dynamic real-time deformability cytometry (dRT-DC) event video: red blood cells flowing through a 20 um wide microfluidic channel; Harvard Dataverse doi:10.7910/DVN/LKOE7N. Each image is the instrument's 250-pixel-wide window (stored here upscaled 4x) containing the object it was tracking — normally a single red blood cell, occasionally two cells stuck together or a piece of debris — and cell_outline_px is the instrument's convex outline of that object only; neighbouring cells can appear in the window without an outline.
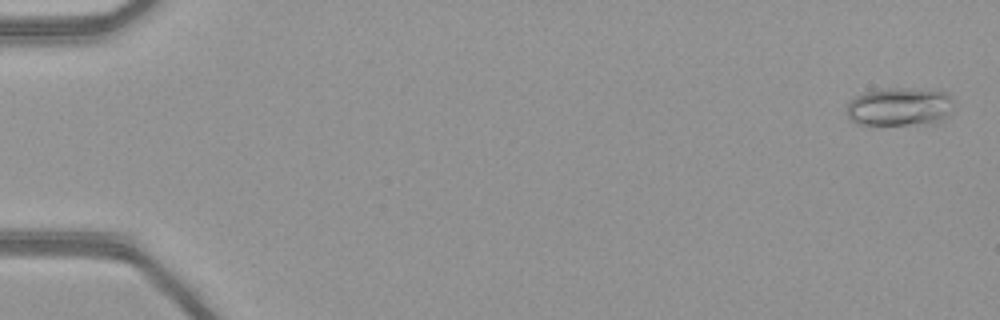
{"species": "common noctule bat (a hibernating species)", "species_latin": "Nyctalus noctula", "temperature_condition": "warm", "stored_images_in_passage": 51, "camera_frame_rate_fps": 3000, "um_per_image_px": 0.085, "animal": {"sex": "female", "body_mass_g": 21.9}, "frame": {"image": 1, "passage_image": 2, "time_ms": 0.333, "image_size_px": [1000, 320], "cell_outline_px": [[956, 104], [952, 112], [940, 124], [876, 128], [872, 128], [856, 124], [848, 116], [848, 100], [864, 92], [884, 88], [916, 88], [948, 92], [956, 100]], "centroid_in_image_um": [76.54, 9.14], "position_along_channel_um": 8.5, "area_um2": 26.01}}
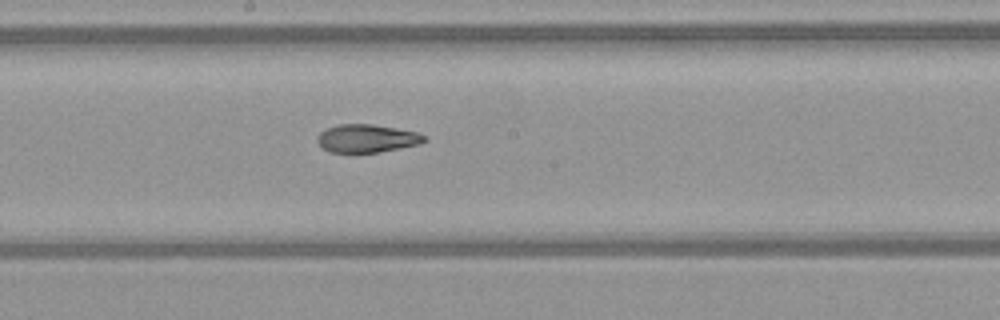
{"frame": {"image": 2, "passage_image": 29, "time_ms": 9.333, "image_size_px": [1000, 320], "cell_outline_px": [[428, 140], [420, 144], [400, 148], [376, 152], [328, 152], [316, 140], [320, 132], [336, 124], [372, 124], [396, 128], [416, 132], [424, 136]], "centroid_in_image_um": [31.18, 11.76], "position_along_channel_um": 217.0, "area_um2": 17.34}}
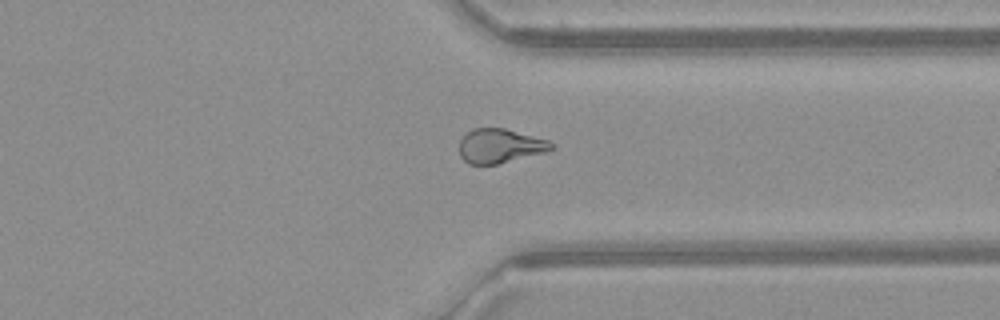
{"frame": {"image": 3, "passage_image": 40, "time_ms": 13.0, "image_size_px": [1000, 320], "cell_outline_px": [[556, 148], [548, 152], [496, 164], [468, 164], [460, 156], [460, 140], [472, 128], [504, 128], [548, 140]], "centroid_in_image_um": [42.52, 12.41], "position_along_channel_um": 368.9, "area_um2": 18.32}, "authors_computed_cell_mechanics": {"area_um2": 19.4786, "velocity_mm_per_s": 4.1567, "shape_relaxation_time_tau1_ms": null, "shape_relaxation_time_tau2_ms": 3.2185, "deformation_change_tau1": null, "deformation_change_tau2": 0.0985}}